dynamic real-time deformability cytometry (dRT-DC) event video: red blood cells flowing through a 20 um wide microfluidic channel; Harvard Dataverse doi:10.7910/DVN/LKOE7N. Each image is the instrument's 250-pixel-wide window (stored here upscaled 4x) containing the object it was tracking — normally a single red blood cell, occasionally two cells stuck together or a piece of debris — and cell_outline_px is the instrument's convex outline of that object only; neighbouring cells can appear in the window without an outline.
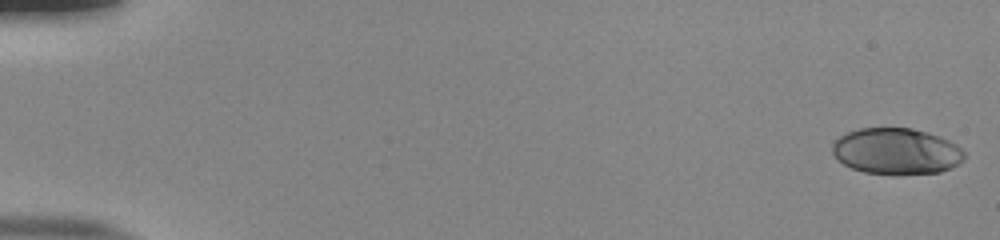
{"species": "human", "species_latin": "Homo sapiens", "temperature_condition": "room temperature", "stored_images_in_passage": 53, "camera_frame_rate_fps": 3000, "um_per_image_px": 0.085, "donor": {"sex": "male"}, "frame": {"image": 1, "passage_image": 1, "time_ms": 0.0, "image_size_px": [1000, 240], "cell_outline_px": [[964, 160], [952, 168], [940, 172], [864, 172], [852, 168], [836, 160], [832, 152], [832, 144], [840, 136], [848, 132], [860, 128], [912, 128], [928, 132], [940, 136], [956, 144], [964, 152]], "centroid_in_image_um": [76.18, 12.82], "position_along_channel_um": 8.8, "area_um2": 35.03}}
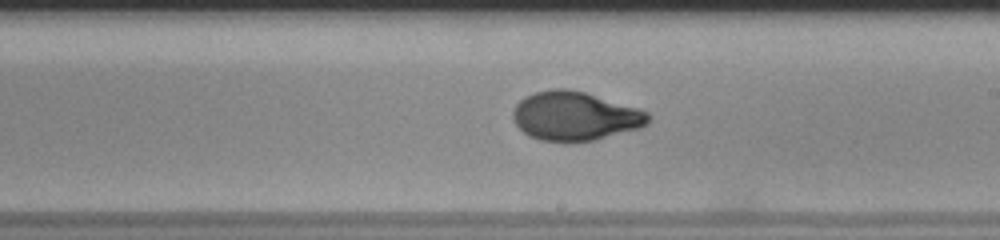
{"frame": {"image": 2, "passage_image": 32, "time_ms": 10.333, "image_size_px": [1000, 240], "cell_outline_px": [[652, 116], [648, 124], [640, 128], [592, 140], [568, 144], [540, 140], [528, 136], [512, 120], [512, 112], [516, 104], [524, 96], [536, 92], [552, 88], [568, 88], [584, 92], [640, 108], [648, 112]], "centroid_in_image_um": [48.87, 9.88], "position_along_channel_um": 240.1, "area_um2": 39.19}}
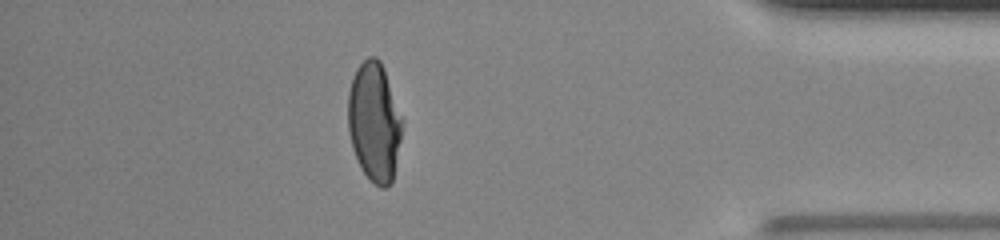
{"frame": {"image": 3, "passage_image": 47, "time_ms": 15.333, "image_size_px": [1000, 240], "cell_outline_px": [[404, 124], [392, 184], [384, 188], [380, 188], [360, 168], [356, 160], [352, 148], [348, 132], [348, 92], [356, 68], [368, 56], [376, 56], [380, 60], [384, 68], [404, 120]], "centroid_in_image_um": [31.83, 10.36], "position_along_channel_um": 403.4, "area_um2": 38.15}, "authors_computed_cell_mechanics": {"area_um2": 37.6856, "velocity_mm_per_s": 3.9347, "shape_relaxation_time_tau1_ms": 5.5664, "shape_relaxation_time_tau2_ms": 0.7549, "deformation_change_tau1": 0.2172, "deformation_change_tau2": 0.0513}}